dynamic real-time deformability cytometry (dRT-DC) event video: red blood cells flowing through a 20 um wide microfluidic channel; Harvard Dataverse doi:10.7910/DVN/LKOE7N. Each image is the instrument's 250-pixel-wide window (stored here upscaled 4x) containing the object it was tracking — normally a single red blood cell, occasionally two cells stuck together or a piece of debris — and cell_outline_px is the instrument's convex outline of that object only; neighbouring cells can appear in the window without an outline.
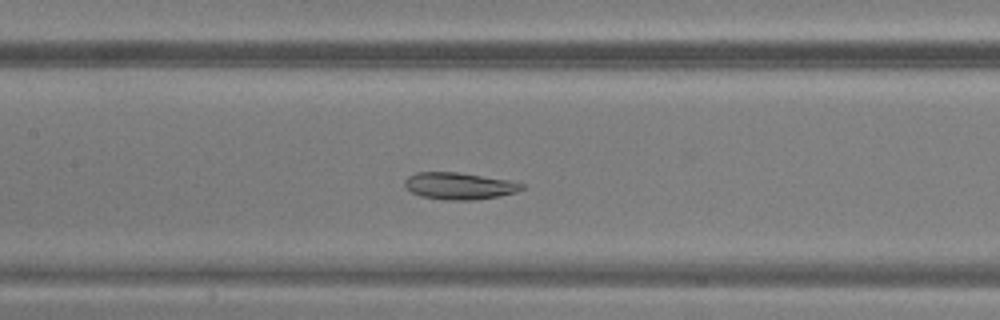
{"species": "common noctule bat (a hibernating species)", "species_latin": "Nyctalus noctula", "temperature_condition": "warm", "stored_images_in_passage": 43, "camera_frame_rate_fps": 3000, "um_per_image_px": 0.085, "animal": {"sex": "male", "body_mass_g": 20.5, "forearm_length_mm": 52.5}, "frame": {"image": 1, "passage_image": 18, "time_ms": 5.667, "image_size_px": [1000, 320], "cell_outline_px": [[524, 188], [516, 192], [500, 196], [476, 200], [448, 200], [420, 196], [412, 192], [404, 184], [404, 180], [408, 176], [416, 172], [456, 172], [508, 180], [524, 184]], "centroid_in_image_um": [39.03, 15.81], "position_along_channel_um": 168.4, "area_um2": 18.26}}
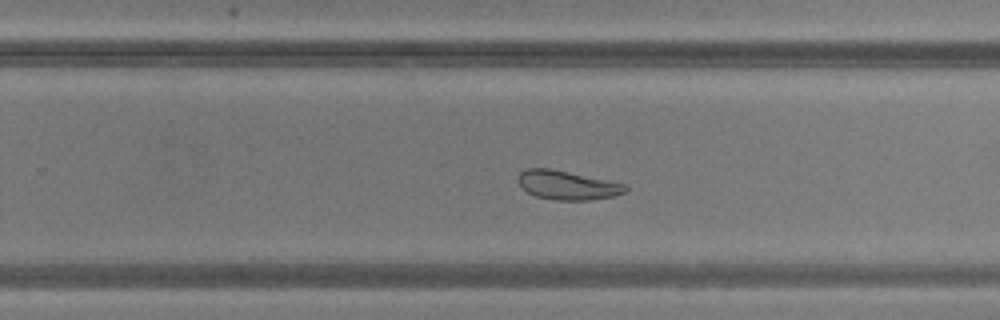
{"frame": {"image": 2, "passage_image": 26, "time_ms": 8.333, "image_size_px": [1000, 320], "cell_outline_px": [[628, 188], [624, 192], [612, 196], [588, 200], [552, 200], [536, 196], [528, 192], [516, 180], [516, 176], [524, 168], [548, 168], [628, 184]], "centroid_in_image_um": [48.19, 15.73], "position_along_channel_um": 281.6, "area_um2": 18.09}}
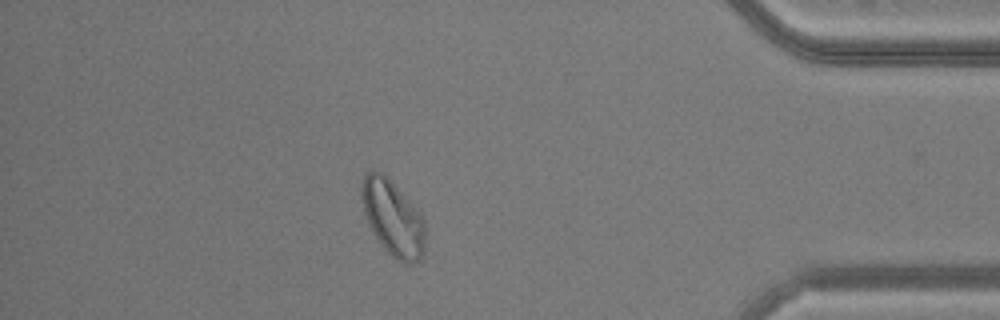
{"frame": {"image": 3, "passage_image": 37, "time_ms": 12.0, "image_size_px": [1000, 320], "cell_outline_px": [[424, 252], [420, 260], [412, 264], [404, 264], [396, 260], [388, 252], [376, 236], [364, 212], [360, 196], [364, 176], [372, 168], [384, 172], [420, 212], [424, 220]], "centroid_in_image_um": [33.4, 18.5], "position_along_channel_um": 401.8, "area_um2": 27.98}}